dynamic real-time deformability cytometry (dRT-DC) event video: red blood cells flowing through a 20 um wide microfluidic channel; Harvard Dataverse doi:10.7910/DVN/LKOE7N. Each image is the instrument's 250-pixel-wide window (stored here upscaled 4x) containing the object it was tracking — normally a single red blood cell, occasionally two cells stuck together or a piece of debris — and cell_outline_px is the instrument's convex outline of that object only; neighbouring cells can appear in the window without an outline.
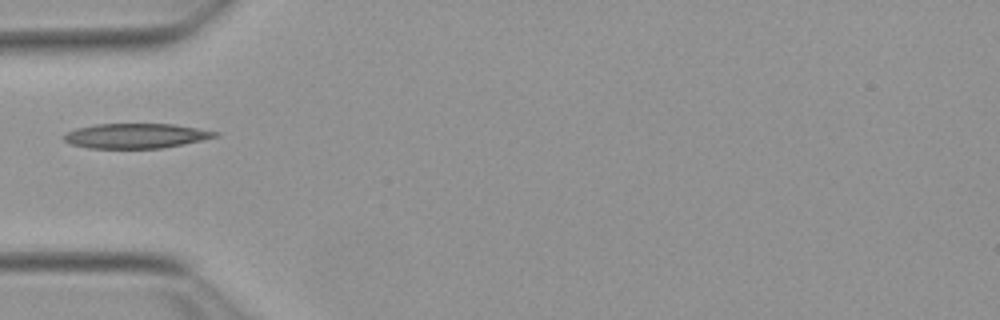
{"species": "Egyptian fruit bat (a non-hibernating species)", "species_latin": "Rousettus aegyptiacus", "temperature_condition": "warm", "stored_images_in_passage": 23, "camera_frame_rate_fps": 3000, "um_per_image_px": 0.085, "animal": {"sex": "female"}, "frame": {"image": 1, "passage_image": 1, "time_ms": 0.0, "image_size_px": [1000, 320], "cell_outline_px": [[220, 136], [184, 144], [160, 148], [88, 148], [72, 144], [64, 140], [64, 136], [68, 132], [76, 128], [96, 124], [172, 124], [220, 132]], "centroid_in_image_um": [11.58, 11.54], "position_along_channel_um": 73.4, "area_um2": 21.73}}